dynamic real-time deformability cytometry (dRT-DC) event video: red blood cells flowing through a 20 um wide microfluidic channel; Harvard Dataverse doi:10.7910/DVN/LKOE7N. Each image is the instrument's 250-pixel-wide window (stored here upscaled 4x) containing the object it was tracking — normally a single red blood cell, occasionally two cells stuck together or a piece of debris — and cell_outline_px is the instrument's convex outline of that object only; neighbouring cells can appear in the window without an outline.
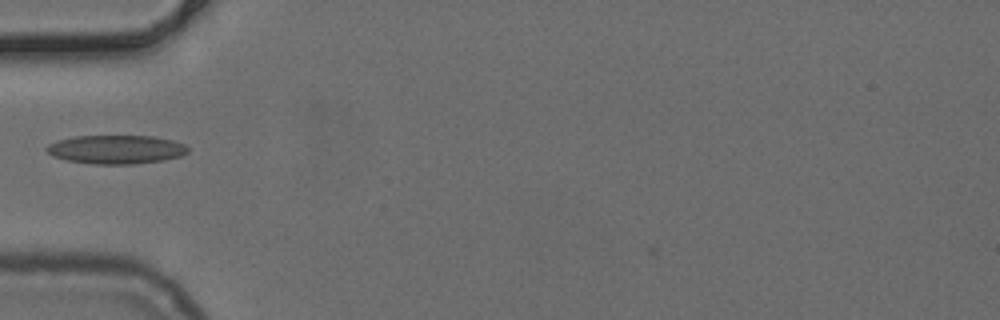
{"species": "common noctule bat (a hibernating species)", "species_latin": "Nyctalus noctula", "temperature_condition": "cold", "stored_images_in_passage": 29, "camera_frame_rate_fps": 3000, "um_per_image_px": 0.085, "animal": {"sex": "female", "body_mass_g": 24.6, "forearm_length_mm": 56.2}, "frame": {"image": 1, "passage_image": 1, "time_ms": 0.0, "image_size_px": [1000, 320], "cell_outline_px": [[188, 152], [180, 156], [164, 160], [136, 164], [92, 164], [68, 160], [52, 156], [44, 148], [48, 144], [56, 140], [76, 136], [152, 136], [172, 140], [184, 144], [188, 148]], "centroid_in_image_um": [9.85, 12.7], "position_along_channel_um": 75.2, "area_um2": 23.7}}
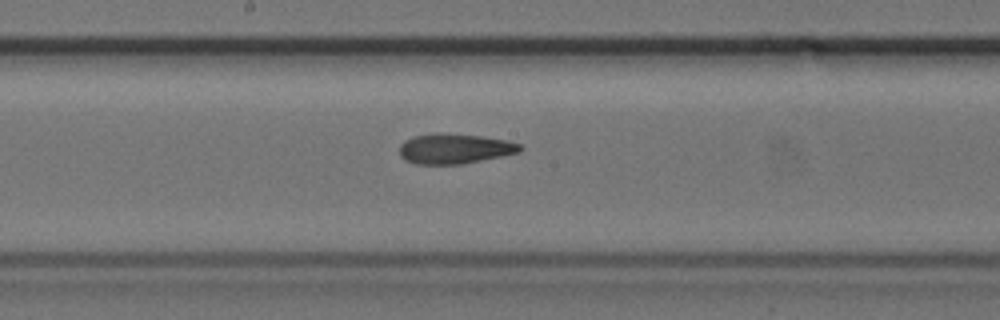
{"frame": {"image": 2, "passage_image": 11, "time_ms": 3.333, "image_size_px": [1000, 320], "cell_outline_px": [[524, 148], [520, 152], [464, 164], [416, 164], [404, 160], [400, 156], [400, 144], [404, 140], [412, 136], [436, 132], [440, 132], [480, 136], [504, 140], [520, 144]], "centroid_in_image_um": [38.6, 12.63], "position_along_channel_um": 209.6, "area_um2": 21.33}}
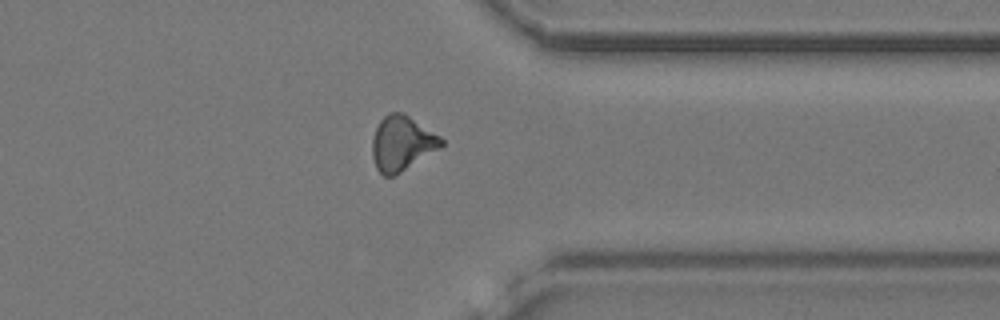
{"frame": {"image": 3, "passage_image": 24, "time_ms": 7.667, "image_size_px": [1000, 320], "cell_outline_px": [[444, 144], [440, 148], [400, 172], [392, 176], [384, 176], [376, 168], [372, 156], [372, 140], [376, 128], [380, 120], [388, 112], [404, 112], [440, 136], [444, 140]], "centroid_in_image_um": [34.15, 12.16], "position_along_channel_um": 377.2, "area_um2": 21.96}}